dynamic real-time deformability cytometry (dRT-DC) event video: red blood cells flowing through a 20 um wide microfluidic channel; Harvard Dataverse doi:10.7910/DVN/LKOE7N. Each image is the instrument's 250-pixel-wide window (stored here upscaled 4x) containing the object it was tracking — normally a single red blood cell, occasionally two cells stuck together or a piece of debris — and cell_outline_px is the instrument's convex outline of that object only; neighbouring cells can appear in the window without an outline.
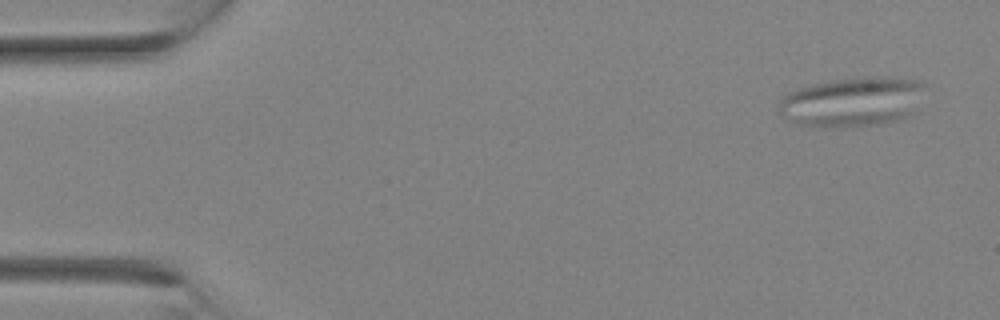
{"species": "Egyptian fruit bat (a non-hibernating species)", "species_latin": "Rousettus aegyptiacus", "temperature_condition": "room temperature", "stored_images_in_passage": 3, "camera_frame_rate_fps": 3000, "um_per_image_px": 0.085, "animal": {"sex": "female"}, "frame": {"image": 1, "passage_image": 1, "time_ms": 0.0, "image_size_px": [1000, 320], "cell_outline_px": [[924, 84], [912, 116], [904, 120], [884, 124], [836, 128], [816, 128], [800, 124], [780, 116], [780, 100], [788, 92], [812, 84], [832, 80], [864, 76], [888, 76], [920, 80]], "centroid_in_image_um": [72.47, 8.67], "position_along_channel_um": 12.5, "area_um2": 42.95}}